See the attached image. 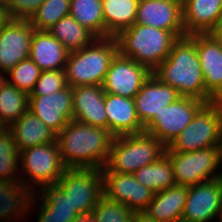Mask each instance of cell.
<instances>
[{
    "label": "cell",
    "instance_id": "obj_2",
    "mask_svg": "<svg viewBox=\"0 0 222 222\" xmlns=\"http://www.w3.org/2000/svg\"><path fill=\"white\" fill-rule=\"evenodd\" d=\"M163 84L175 88L182 97L211 103L206 92L204 76L195 42L189 37L179 38L168 57L152 72Z\"/></svg>",
    "mask_w": 222,
    "mask_h": 222
},
{
    "label": "cell",
    "instance_id": "obj_18",
    "mask_svg": "<svg viewBox=\"0 0 222 222\" xmlns=\"http://www.w3.org/2000/svg\"><path fill=\"white\" fill-rule=\"evenodd\" d=\"M135 23L171 31L178 38L186 36L182 3L175 0H139Z\"/></svg>",
    "mask_w": 222,
    "mask_h": 222
},
{
    "label": "cell",
    "instance_id": "obj_4",
    "mask_svg": "<svg viewBox=\"0 0 222 222\" xmlns=\"http://www.w3.org/2000/svg\"><path fill=\"white\" fill-rule=\"evenodd\" d=\"M118 53L115 37L96 38L83 49L71 51L66 61L67 84L102 86L112 59Z\"/></svg>",
    "mask_w": 222,
    "mask_h": 222
},
{
    "label": "cell",
    "instance_id": "obj_10",
    "mask_svg": "<svg viewBox=\"0 0 222 222\" xmlns=\"http://www.w3.org/2000/svg\"><path fill=\"white\" fill-rule=\"evenodd\" d=\"M220 143L218 111L212 103H206L165 152H192Z\"/></svg>",
    "mask_w": 222,
    "mask_h": 222
},
{
    "label": "cell",
    "instance_id": "obj_34",
    "mask_svg": "<svg viewBox=\"0 0 222 222\" xmlns=\"http://www.w3.org/2000/svg\"><path fill=\"white\" fill-rule=\"evenodd\" d=\"M95 222H131L134 211L103 196L93 208Z\"/></svg>",
    "mask_w": 222,
    "mask_h": 222
},
{
    "label": "cell",
    "instance_id": "obj_12",
    "mask_svg": "<svg viewBox=\"0 0 222 222\" xmlns=\"http://www.w3.org/2000/svg\"><path fill=\"white\" fill-rule=\"evenodd\" d=\"M205 104V101L181 96L156 114L144 127V132L153 135L167 147Z\"/></svg>",
    "mask_w": 222,
    "mask_h": 222
},
{
    "label": "cell",
    "instance_id": "obj_17",
    "mask_svg": "<svg viewBox=\"0 0 222 222\" xmlns=\"http://www.w3.org/2000/svg\"><path fill=\"white\" fill-rule=\"evenodd\" d=\"M29 111L58 134L73 118L72 88L43 96H29Z\"/></svg>",
    "mask_w": 222,
    "mask_h": 222
},
{
    "label": "cell",
    "instance_id": "obj_40",
    "mask_svg": "<svg viewBox=\"0 0 222 222\" xmlns=\"http://www.w3.org/2000/svg\"><path fill=\"white\" fill-rule=\"evenodd\" d=\"M211 34L222 42V15L220 16L218 23Z\"/></svg>",
    "mask_w": 222,
    "mask_h": 222
},
{
    "label": "cell",
    "instance_id": "obj_16",
    "mask_svg": "<svg viewBox=\"0 0 222 222\" xmlns=\"http://www.w3.org/2000/svg\"><path fill=\"white\" fill-rule=\"evenodd\" d=\"M151 74L146 66L117 53L110 63L102 87L105 93L134 98Z\"/></svg>",
    "mask_w": 222,
    "mask_h": 222
},
{
    "label": "cell",
    "instance_id": "obj_24",
    "mask_svg": "<svg viewBox=\"0 0 222 222\" xmlns=\"http://www.w3.org/2000/svg\"><path fill=\"white\" fill-rule=\"evenodd\" d=\"M69 51L48 30H35L29 58L41 71L65 70Z\"/></svg>",
    "mask_w": 222,
    "mask_h": 222
},
{
    "label": "cell",
    "instance_id": "obj_36",
    "mask_svg": "<svg viewBox=\"0 0 222 222\" xmlns=\"http://www.w3.org/2000/svg\"><path fill=\"white\" fill-rule=\"evenodd\" d=\"M44 0H9L3 8L6 19L29 20Z\"/></svg>",
    "mask_w": 222,
    "mask_h": 222
},
{
    "label": "cell",
    "instance_id": "obj_5",
    "mask_svg": "<svg viewBox=\"0 0 222 222\" xmlns=\"http://www.w3.org/2000/svg\"><path fill=\"white\" fill-rule=\"evenodd\" d=\"M166 146L146 132L115 136L105 168L111 172L134 174L165 154Z\"/></svg>",
    "mask_w": 222,
    "mask_h": 222
},
{
    "label": "cell",
    "instance_id": "obj_27",
    "mask_svg": "<svg viewBox=\"0 0 222 222\" xmlns=\"http://www.w3.org/2000/svg\"><path fill=\"white\" fill-rule=\"evenodd\" d=\"M139 0H102L105 38L115 37L135 23Z\"/></svg>",
    "mask_w": 222,
    "mask_h": 222
},
{
    "label": "cell",
    "instance_id": "obj_28",
    "mask_svg": "<svg viewBox=\"0 0 222 222\" xmlns=\"http://www.w3.org/2000/svg\"><path fill=\"white\" fill-rule=\"evenodd\" d=\"M48 31L69 51H75L90 45L96 37L84 28L70 14L61 18Z\"/></svg>",
    "mask_w": 222,
    "mask_h": 222
},
{
    "label": "cell",
    "instance_id": "obj_3",
    "mask_svg": "<svg viewBox=\"0 0 222 222\" xmlns=\"http://www.w3.org/2000/svg\"><path fill=\"white\" fill-rule=\"evenodd\" d=\"M118 53L153 72L179 39L173 32L134 23L115 36Z\"/></svg>",
    "mask_w": 222,
    "mask_h": 222
},
{
    "label": "cell",
    "instance_id": "obj_8",
    "mask_svg": "<svg viewBox=\"0 0 222 222\" xmlns=\"http://www.w3.org/2000/svg\"><path fill=\"white\" fill-rule=\"evenodd\" d=\"M37 190L40 197L36 195L37 193H32L13 203L14 221L15 219L19 221V218L25 219L28 216L25 213L32 212L31 206L36 205L35 208L39 207L36 211L37 222H74L78 214L76 208H73L69 197L56 184ZM36 201L39 202L38 206Z\"/></svg>",
    "mask_w": 222,
    "mask_h": 222
},
{
    "label": "cell",
    "instance_id": "obj_21",
    "mask_svg": "<svg viewBox=\"0 0 222 222\" xmlns=\"http://www.w3.org/2000/svg\"><path fill=\"white\" fill-rule=\"evenodd\" d=\"M180 97L175 88L163 84L151 74L133 98L136 113L142 125L145 127L165 106L170 105Z\"/></svg>",
    "mask_w": 222,
    "mask_h": 222
},
{
    "label": "cell",
    "instance_id": "obj_13",
    "mask_svg": "<svg viewBox=\"0 0 222 222\" xmlns=\"http://www.w3.org/2000/svg\"><path fill=\"white\" fill-rule=\"evenodd\" d=\"M34 31L29 20L5 19L0 24L1 74L6 75L21 60L29 58Z\"/></svg>",
    "mask_w": 222,
    "mask_h": 222
},
{
    "label": "cell",
    "instance_id": "obj_11",
    "mask_svg": "<svg viewBox=\"0 0 222 222\" xmlns=\"http://www.w3.org/2000/svg\"><path fill=\"white\" fill-rule=\"evenodd\" d=\"M77 213L91 210L104 196L101 169L67 168L56 184Z\"/></svg>",
    "mask_w": 222,
    "mask_h": 222
},
{
    "label": "cell",
    "instance_id": "obj_43",
    "mask_svg": "<svg viewBox=\"0 0 222 222\" xmlns=\"http://www.w3.org/2000/svg\"><path fill=\"white\" fill-rule=\"evenodd\" d=\"M220 149V167L222 168V142L219 144ZM221 178H222V171H221Z\"/></svg>",
    "mask_w": 222,
    "mask_h": 222
},
{
    "label": "cell",
    "instance_id": "obj_25",
    "mask_svg": "<svg viewBox=\"0 0 222 222\" xmlns=\"http://www.w3.org/2000/svg\"><path fill=\"white\" fill-rule=\"evenodd\" d=\"M187 194L188 186L175 184L155 193L143 212L157 222H181Z\"/></svg>",
    "mask_w": 222,
    "mask_h": 222
},
{
    "label": "cell",
    "instance_id": "obj_32",
    "mask_svg": "<svg viewBox=\"0 0 222 222\" xmlns=\"http://www.w3.org/2000/svg\"><path fill=\"white\" fill-rule=\"evenodd\" d=\"M71 0H44L29 22L35 30H48L61 18L69 15Z\"/></svg>",
    "mask_w": 222,
    "mask_h": 222
},
{
    "label": "cell",
    "instance_id": "obj_30",
    "mask_svg": "<svg viewBox=\"0 0 222 222\" xmlns=\"http://www.w3.org/2000/svg\"><path fill=\"white\" fill-rule=\"evenodd\" d=\"M69 14L96 38H105L102 0H71Z\"/></svg>",
    "mask_w": 222,
    "mask_h": 222
},
{
    "label": "cell",
    "instance_id": "obj_33",
    "mask_svg": "<svg viewBox=\"0 0 222 222\" xmlns=\"http://www.w3.org/2000/svg\"><path fill=\"white\" fill-rule=\"evenodd\" d=\"M40 74V68L30 58H27L21 60L5 77L6 81L14 85L17 89L31 94Z\"/></svg>",
    "mask_w": 222,
    "mask_h": 222
},
{
    "label": "cell",
    "instance_id": "obj_29",
    "mask_svg": "<svg viewBox=\"0 0 222 222\" xmlns=\"http://www.w3.org/2000/svg\"><path fill=\"white\" fill-rule=\"evenodd\" d=\"M134 176L140 184L154 193L175 185L173 166L166 154H163L153 163L137 170Z\"/></svg>",
    "mask_w": 222,
    "mask_h": 222
},
{
    "label": "cell",
    "instance_id": "obj_14",
    "mask_svg": "<svg viewBox=\"0 0 222 222\" xmlns=\"http://www.w3.org/2000/svg\"><path fill=\"white\" fill-rule=\"evenodd\" d=\"M104 196L124 204L134 212L144 211L154 197V192L140 184L134 174L111 172L101 168Z\"/></svg>",
    "mask_w": 222,
    "mask_h": 222
},
{
    "label": "cell",
    "instance_id": "obj_37",
    "mask_svg": "<svg viewBox=\"0 0 222 222\" xmlns=\"http://www.w3.org/2000/svg\"><path fill=\"white\" fill-rule=\"evenodd\" d=\"M211 103L215 106L218 111L219 117V128H220V141L222 142V94L214 97Z\"/></svg>",
    "mask_w": 222,
    "mask_h": 222
},
{
    "label": "cell",
    "instance_id": "obj_44",
    "mask_svg": "<svg viewBox=\"0 0 222 222\" xmlns=\"http://www.w3.org/2000/svg\"><path fill=\"white\" fill-rule=\"evenodd\" d=\"M9 0H0V7L4 8Z\"/></svg>",
    "mask_w": 222,
    "mask_h": 222
},
{
    "label": "cell",
    "instance_id": "obj_39",
    "mask_svg": "<svg viewBox=\"0 0 222 222\" xmlns=\"http://www.w3.org/2000/svg\"><path fill=\"white\" fill-rule=\"evenodd\" d=\"M131 222H157L149 217L145 212H134Z\"/></svg>",
    "mask_w": 222,
    "mask_h": 222
},
{
    "label": "cell",
    "instance_id": "obj_38",
    "mask_svg": "<svg viewBox=\"0 0 222 222\" xmlns=\"http://www.w3.org/2000/svg\"><path fill=\"white\" fill-rule=\"evenodd\" d=\"M74 222H95L93 209L84 212H79Z\"/></svg>",
    "mask_w": 222,
    "mask_h": 222
},
{
    "label": "cell",
    "instance_id": "obj_23",
    "mask_svg": "<svg viewBox=\"0 0 222 222\" xmlns=\"http://www.w3.org/2000/svg\"><path fill=\"white\" fill-rule=\"evenodd\" d=\"M182 12L186 36L211 33L222 15V0H184Z\"/></svg>",
    "mask_w": 222,
    "mask_h": 222
},
{
    "label": "cell",
    "instance_id": "obj_46",
    "mask_svg": "<svg viewBox=\"0 0 222 222\" xmlns=\"http://www.w3.org/2000/svg\"><path fill=\"white\" fill-rule=\"evenodd\" d=\"M175 1H178V2H180V3H183V2H184V0H175Z\"/></svg>",
    "mask_w": 222,
    "mask_h": 222
},
{
    "label": "cell",
    "instance_id": "obj_31",
    "mask_svg": "<svg viewBox=\"0 0 222 222\" xmlns=\"http://www.w3.org/2000/svg\"><path fill=\"white\" fill-rule=\"evenodd\" d=\"M29 110V94L7 81L0 92V126L9 128Z\"/></svg>",
    "mask_w": 222,
    "mask_h": 222
},
{
    "label": "cell",
    "instance_id": "obj_26",
    "mask_svg": "<svg viewBox=\"0 0 222 222\" xmlns=\"http://www.w3.org/2000/svg\"><path fill=\"white\" fill-rule=\"evenodd\" d=\"M9 129L13 133L19 152L36 145L56 141L57 134L29 110Z\"/></svg>",
    "mask_w": 222,
    "mask_h": 222
},
{
    "label": "cell",
    "instance_id": "obj_7",
    "mask_svg": "<svg viewBox=\"0 0 222 222\" xmlns=\"http://www.w3.org/2000/svg\"><path fill=\"white\" fill-rule=\"evenodd\" d=\"M165 154L172 163L176 185L189 187L221 178L218 169L220 168L219 146L192 152H165Z\"/></svg>",
    "mask_w": 222,
    "mask_h": 222
},
{
    "label": "cell",
    "instance_id": "obj_22",
    "mask_svg": "<svg viewBox=\"0 0 222 222\" xmlns=\"http://www.w3.org/2000/svg\"><path fill=\"white\" fill-rule=\"evenodd\" d=\"M107 129L114 135L139 134L144 132L133 98L105 93Z\"/></svg>",
    "mask_w": 222,
    "mask_h": 222
},
{
    "label": "cell",
    "instance_id": "obj_35",
    "mask_svg": "<svg viewBox=\"0 0 222 222\" xmlns=\"http://www.w3.org/2000/svg\"><path fill=\"white\" fill-rule=\"evenodd\" d=\"M65 70L41 71L40 77L35 84L34 90L29 96H43L67 87Z\"/></svg>",
    "mask_w": 222,
    "mask_h": 222
},
{
    "label": "cell",
    "instance_id": "obj_20",
    "mask_svg": "<svg viewBox=\"0 0 222 222\" xmlns=\"http://www.w3.org/2000/svg\"><path fill=\"white\" fill-rule=\"evenodd\" d=\"M73 118L77 122L107 129L105 92L102 86L80 85L72 87Z\"/></svg>",
    "mask_w": 222,
    "mask_h": 222
},
{
    "label": "cell",
    "instance_id": "obj_15",
    "mask_svg": "<svg viewBox=\"0 0 222 222\" xmlns=\"http://www.w3.org/2000/svg\"><path fill=\"white\" fill-rule=\"evenodd\" d=\"M222 178L188 187L181 222H210L220 218Z\"/></svg>",
    "mask_w": 222,
    "mask_h": 222
},
{
    "label": "cell",
    "instance_id": "obj_9",
    "mask_svg": "<svg viewBox=\"0 0 222 222\" xmlns=\"http://www.w3.org/2000/svg\"><path fill=\"white\" fill-rule=\"evenodd\" d=\"M20 152L9 128H0V221L13 220V203L20 198ZM18 172V173H17ZM17 173V174H16Z\"/></svg>",
    "mask_w": 222,
    "mask_h": 222
},
{
    "label": "cell",
    "instance_id": "obj_45",
    "mask_svg": "<svg viewBox=\"0 0 222 222\" xmlns=\"http://www.w3.org/2000/svg\"><path fill=\"white\" fill-rule=\"evenodd\" d=\"M218 222H222V201H221V213H220V218Z\"/></svg>",
    "mask_w": 222,
    "mask_h": 222
},
{
    "label": "cell",
    "instance_id": "obj_19",
    "mask_svg": "<svg viewBox=\"0 0 222 222\" xmlns=\"http://www.w3.org/2000/svg\"><path fill=\"white\" fill-rule=\"evenodd\" d=\"M206 92L212 97L222 94V42L211 33L193 34Z\"/></svg>",
    "mask_w": 222,
    "mask_h": 222
},
{
    "label": "cell",
    "instance_id": "obj_41",
    "mask_svg": "<svg viewBox=\"0 0 222 222\" xmlns=\"http://www.w3.org/2000/svg\"><path fill=\"white\" fill-rule=\"evenodd\" d=\"M6 82V77L3 74H0V92L3 87V84Z\"/></svg>",
    "mask_w": 222,
    "mask_h": 222
},
{
    "label": "cell",
    "instance_id": "obj_6",
    "mask_svg": "<svg viewBox=\"0 0 222 222\" xmlns=\"http://www.w3.org/2000/svg\"><path fill=\"white\" fill-rule=\"evenodd\" d=\"M19 163L22 166L20 198L35 193L34 187L36 186H39L38 188L41 190L45 186L57 184L67 169L56 141L26 148L20 152ZM24 175L25 177H23Z\"/></svg>",
    "mask_w": 222,
    "mask_h": 222
},
{
    "label": "cell",
    "instance_id": "obj_1",
    "mask_svg": "<svg viewBox=\"0 0 222 222\" xmlns=\"http://www.w3.org/2000/svg\"><path fill=\"white\" fill-rule=\"evenodd\" d=\"M114 137L108 129L71 120L57 134L56 142L67 168L101 169L107 162Z\"/></svg>",
    "mask_w": 222,
    "mask_h": 222
},
{
    "label": "cell",
    "instance_id": "obj_42",
    "mask_svg": "<svg viewBox=\"0 0 222 222\" xmlns=\"http://www.w3.org/2000/svg\"><path fill=\"white\" fill-rule=\"evenodd\" d=\"M4 10L0 7V24L5 20Z\"/></svg>",
    "mask_w": 222,
    "mask_h": 222
}]
</instances>
